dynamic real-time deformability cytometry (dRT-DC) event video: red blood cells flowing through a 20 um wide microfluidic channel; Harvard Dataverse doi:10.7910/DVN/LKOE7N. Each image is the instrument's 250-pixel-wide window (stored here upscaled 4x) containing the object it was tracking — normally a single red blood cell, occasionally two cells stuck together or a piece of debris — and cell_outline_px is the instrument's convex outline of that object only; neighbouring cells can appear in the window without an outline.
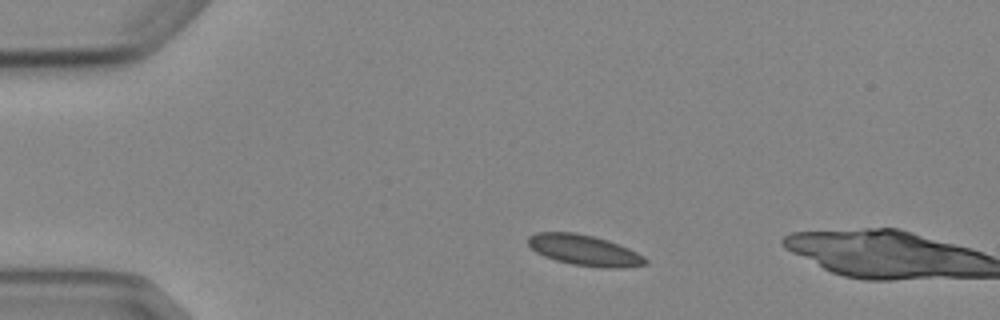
{"species": "Egyptian fruit bat (a non-hibernating species)", "species_latin": "Rousettus aegyptiacus", "temperature_condition": "cold", "stored_images_in_passage": 2, "camera_frame_rate_fps": 3000, "um_per_image_px": 0.085, "animal": {"sex": "female"}, "frame": {"image": 1, "passage_image": 1, "time_ms": 0.0, "image_size_px": [1000, 320], "cell_outline_px": [[648, 264], [624, 268], [604, 268], [572, 264], [556, 260], [544, 256], [536, 252], [528, 244], [528, 236], [536, 232], [576, 232], [608, 240], [628, 248], [644, 256], [648, 260]], "centroid_in_image_um": [49.69, 21.27], "position_along_channel_um": 35.3, "area_um2": 21.04}}